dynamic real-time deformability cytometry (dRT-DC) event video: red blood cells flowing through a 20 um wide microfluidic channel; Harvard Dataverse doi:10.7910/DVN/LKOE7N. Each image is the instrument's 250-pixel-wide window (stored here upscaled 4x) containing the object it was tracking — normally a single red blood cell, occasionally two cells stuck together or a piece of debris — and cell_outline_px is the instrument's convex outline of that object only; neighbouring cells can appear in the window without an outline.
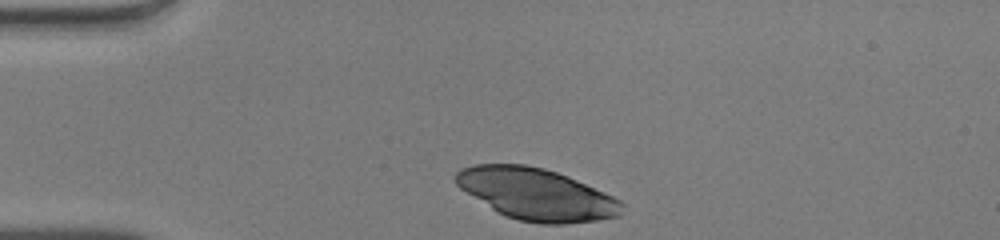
{"species": "human", "species_latin": "Homo sapiens", "temperature_condition": "warm", "stored_images_in_passage": 31, "camera_frame_rate_fps": 3000, "um_per_image_px": 0.085, "donor": {"sex": "male"}, "frame": {"image": 1, "passage_image": 1, "time_ms": 0.0, "image_size_px": [1000, 240], "cell_outline_px": [[624, 204], [620, 216], [596, 220], [564, 224], [540, 224], [520, 220], [504, 216], [496, 212], [460, 188], [456, 184], [452, 176], [460, 168], [476, 164], [524, 164], [544, 168], [568, 176], [612, 196], [620, 200]], "centroid_in_image_um": [45.55, 16.5], "position_along_channel_um": 39.4, "area_um2": 50.05}}
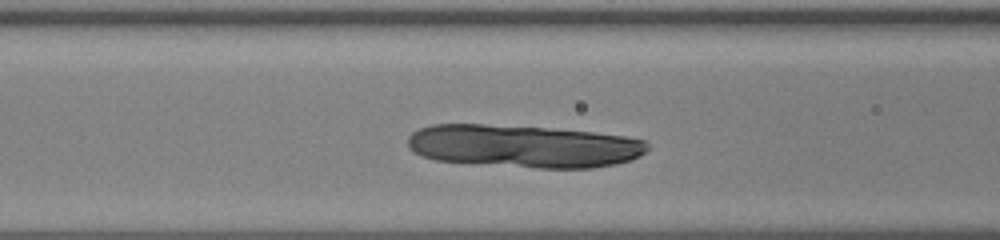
{"frame": {"image": 2, "passage_image": 10, "time_ms": 3.0, "image_size_px": [1000, 240], "cell_outline_px": [[648, 148], [640, 156], [632, 160], [616, 164], [592, 168], [536, 168], [436, 160], [420, 156], [412, 152], [408, 148], [408, 136], [412, 132], [420, 128], [432, 124], [484, 124], [544, 128], [592, 132], [624, 136], [644, 140], [648, 144]], "centroid_in_image_um": [44.47, 12.43], "position_along_channel_um": 122.1, "area_um2": 59.77}}